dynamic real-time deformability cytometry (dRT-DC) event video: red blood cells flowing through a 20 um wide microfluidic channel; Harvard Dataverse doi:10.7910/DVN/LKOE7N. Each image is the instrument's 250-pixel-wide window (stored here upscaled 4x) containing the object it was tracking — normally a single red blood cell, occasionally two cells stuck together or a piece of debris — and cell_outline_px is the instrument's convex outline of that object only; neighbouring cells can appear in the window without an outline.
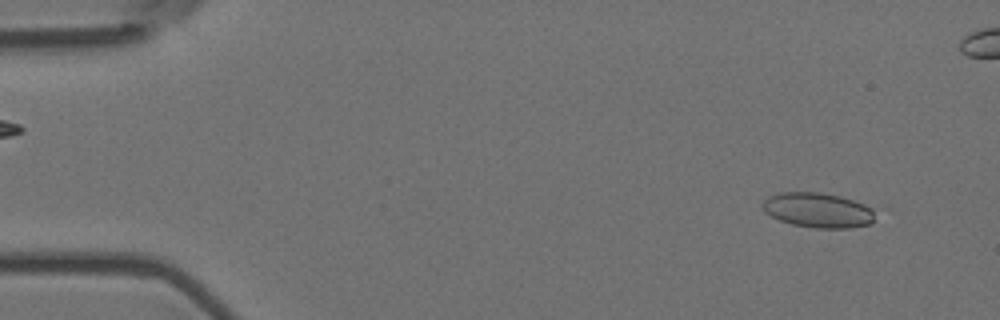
{"species": "Egyptian fruit bat (a non-hibernating species)", "species_latin": "Rousettus aegyptiacus", "temperature_condition": "room temperature", "stored_images_in_passage": 6, "camera_frame_rate_fps": 3000, "um_per_image_px": 0.085, "animal": {"sex": "female"}, "frame": {"image": 1, "passage_image": 1, "time_ms": 0.0, "image_size_px": [1000, 320], "cell_outline_px": [[872, 224], [848, 228], [816, 228], [792, 224], [780, 220], [764, 212], [760, 204], [768, 196], [780, 192], [820, 192], [840, 196], [864, 204], [872, 208]], "centroid_in_image_um": [69.47, 17.86], "position_along_channel_um": 15.5, "area_um2": 22.83}}